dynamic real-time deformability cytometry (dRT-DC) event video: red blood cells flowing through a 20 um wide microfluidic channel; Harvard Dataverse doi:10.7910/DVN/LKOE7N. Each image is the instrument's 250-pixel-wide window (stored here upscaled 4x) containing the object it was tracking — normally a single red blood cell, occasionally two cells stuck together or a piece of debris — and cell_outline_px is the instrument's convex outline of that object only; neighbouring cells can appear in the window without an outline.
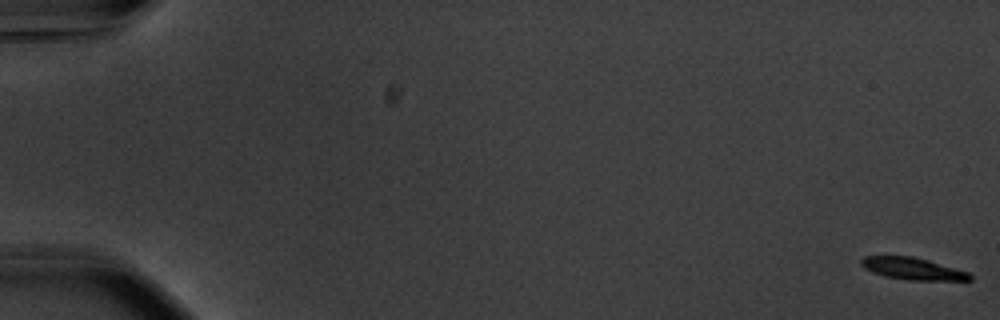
{"species": "common noctule bat (a hibernating species)", "species_latin": "Nyctalus noctula", "temperature_condition": "warm", "stored_images_in_passage": 18, "camera_frame_rate_fps": 3000, "um_per_image_px": 0.085, "animal": {"sex": "male", "body_mass_g": 20.1, "forearm_length_mm": 53.5}, "frame": {"image": 1, "passage_image": 1, "time_ms": 0.0, "image_size_px": [1000, 320], "cell_outline_px": [[972, 280], [908, 280], [884, 276], [872, 272], [864, 268], [860, 264], [860, 260], [864, 256], [912, 256], [928, 260], [968, 272], [972, 276]], "centroid_in_image_um": [77.54, 22.83], "position_along_channel_um": 7.5, "area_um2": 13.87}}